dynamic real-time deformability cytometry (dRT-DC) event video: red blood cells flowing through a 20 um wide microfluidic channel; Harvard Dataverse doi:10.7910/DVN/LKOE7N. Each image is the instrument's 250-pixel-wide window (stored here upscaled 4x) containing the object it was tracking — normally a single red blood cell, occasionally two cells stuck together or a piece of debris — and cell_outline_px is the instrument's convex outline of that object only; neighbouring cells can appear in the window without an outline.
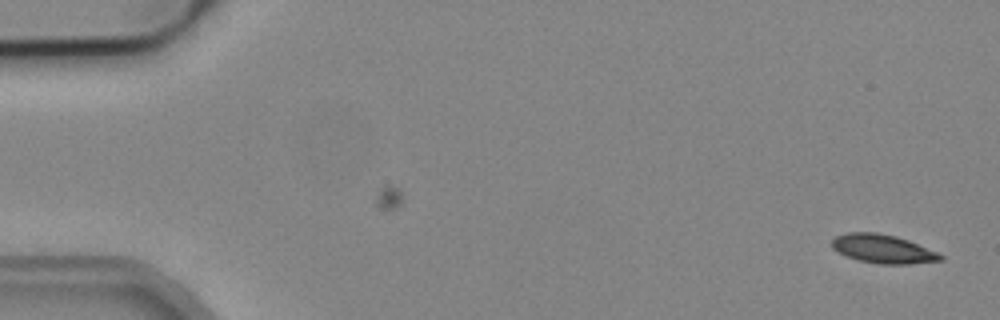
{"species": "common noctule bat (a hibernating species)", "species_latin": "Nyctalus noctula", "temperature_condition": "cold", "stored_images_in_passage": 2, "camera_frame_rate_fps": 3000, "um_per_image_px": 0.085, "animal": {"sex": "male", "body_mass_g": 19.2, "forearm_length_mm": 51.8}, "frame": {"image": 1, "passage_image": 2, "time_ms": 0.333, "image_size_px": [1000, 320], "cell_outline_px": [[944, 260], [908, 264], [880, 264], [860, 260], [848, 256], [832, 248], [832, 240], [836, 236], [848, 232], [876, 232], [896, 236], [908, 240], [936, 252], [944, 256]], "centroid_in_image_um": [75.06, 21.15], "position_along_channel_um": 9.9, "area_um2": 17.92}}